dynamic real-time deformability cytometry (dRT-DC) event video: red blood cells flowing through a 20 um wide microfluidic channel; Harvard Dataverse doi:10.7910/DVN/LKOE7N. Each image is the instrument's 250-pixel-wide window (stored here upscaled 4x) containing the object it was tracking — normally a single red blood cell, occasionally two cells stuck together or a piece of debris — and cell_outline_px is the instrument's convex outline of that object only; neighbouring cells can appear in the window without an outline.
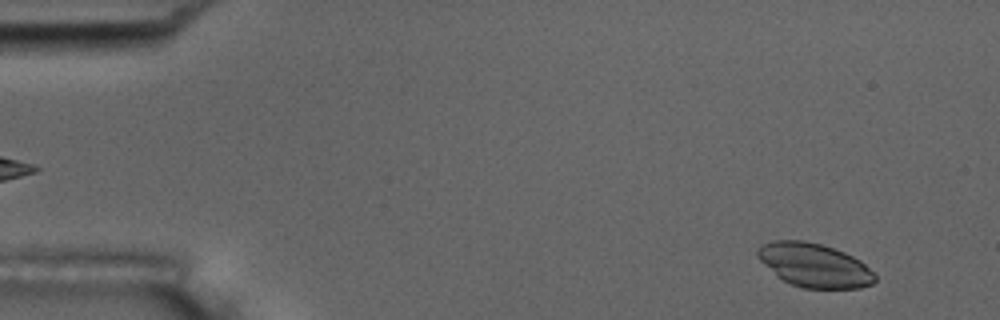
{"species": "common noctule bat (a hibernating species)", "species_latin": "Nyctalus noctula", "temperature_condition": "room temperature", "stored_images_in_passage": 4, "camera_frame_rate_fps": 3000, "um_per_image_px": 0.085, "animal": {"sex": "male", "body_mass_g": 17.5, "forearm_length_mm": 52.3}, "frame": {"image": 1, "passage_image": 1, "time_ms": 0.0, "image_size_px": [1000, 320], "cell_outline_px": [[876, 280], [872, 284], [860, 288], [804, 288], [792, 284], [776, 276], [756, 256], [756, 248], [764, 244], [776, 240], [804, 240], [820, 244], [844, 252], [860, 260], [876, 276]], "centroid_in_image_um": [69.2, 22.54], "position_along_channel_um": 15.8, "area_um2": 29.77}}
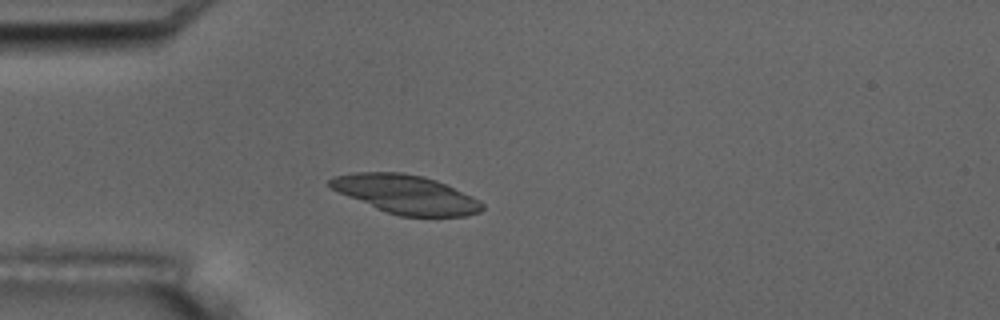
{"frame": {"image": 2, "passage_image": 4, "time_ms": 1.0, "image_size_px": [1000, 320], "cell_outline_px": [[484, 208], [480, 212], [464, 216], [400, 216], [376, 208], [348, 196], [332, 188], [328, 184], [328, 180], [332, 176], [356, 172], [400, 172], [424, 176], [436, 180], [472, 196], [480, 200], [484, 204]], "centroid_in_image_um": [34.52, 16.51], "position_along_channel_um": 50.5, "area_um2": 34.1}}